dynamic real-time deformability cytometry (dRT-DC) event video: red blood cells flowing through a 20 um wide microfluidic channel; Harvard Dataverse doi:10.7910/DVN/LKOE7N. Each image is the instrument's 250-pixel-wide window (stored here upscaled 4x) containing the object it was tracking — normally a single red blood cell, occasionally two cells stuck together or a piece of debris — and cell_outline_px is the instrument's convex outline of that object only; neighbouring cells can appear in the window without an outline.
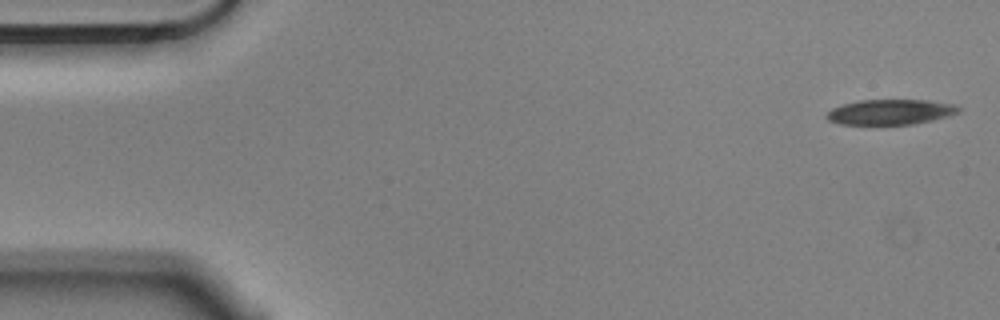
{"species": "Egyptian fruit bat (a non-hibernating species)", "species_latin": "Rousettus aegyptiacus", "temperature_condition": "cold", "stored_images_in_passage": 6, "camera_frame_rate_fps": 3000, "um_per_image_px": 0.085, "animal": {"sex": "male"}, "frame": {"image": 1, "passage_image": 1, "time_ms": 0.0, "image_size_px": [1000, 320], "cell_outline_px": [[960, 112], [948, 116], [932, 120], [912, 124], [840, 124], [828, 120], [824, 116], [832, 108], [844, 104], [860, 100], [928, 100], [956, 104], [960, 108]], "centroid_in_image_um": [75.7, 9.51], "position_along_channel_um": 9.3, "area_um2": 19.36}}